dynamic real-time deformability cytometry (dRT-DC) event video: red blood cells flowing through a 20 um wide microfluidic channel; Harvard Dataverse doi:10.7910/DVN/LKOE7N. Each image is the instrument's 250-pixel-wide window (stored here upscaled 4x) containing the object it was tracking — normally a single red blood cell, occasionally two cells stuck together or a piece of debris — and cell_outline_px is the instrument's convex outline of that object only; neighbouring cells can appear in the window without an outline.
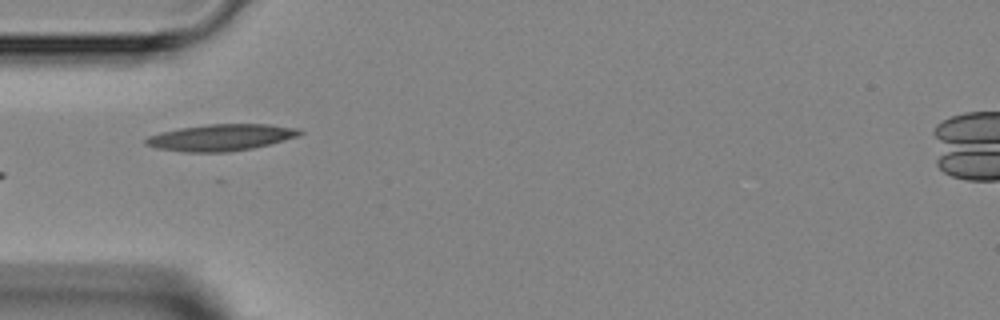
{"species": "Egyptian fruit bat (a non-hibernating species)", "species_latin": "Rousettus aegyptiacus", "temperature_condition": "room temperature", "stored_images_in_passage": 5, "camera_frame_rate_fps": 3000, "um_per_image_px": 0.085, "animal": {"sex": "female"}, "frame": {"image": 1, "passage_image": 4, "time_ms": 4.333, "image_size_px": [1000, 320], "cell_outline_px": [[304, 132], [300, 136], [252, 148], [228, 152], [184, 152], [156, 148], [144, 144], [144, 140], [148, 136], [160, 132], [180, 128], [208, 124], [268, 124], [300, 128]], "centroid_in_image_um": [18.79, 11.68], "position_along_channel_um": 66.2, "area_um2": 23.93}}
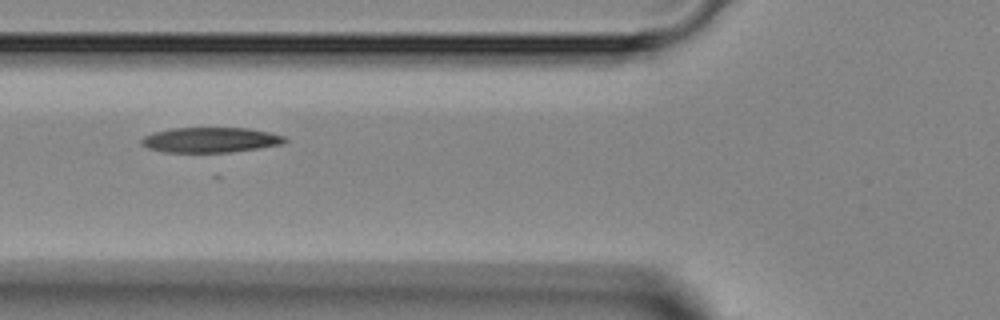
{"frame": {"image": 2, "passage_image": 5, "time_ms": 5.333, "image_size_px": [1000, 320], "cell_outline_px": [[288, 140], [284, 144], [260, 148], [228, 152], [164, 152], [148, 148], [140, 144], [140, 140], [144, 136], [152, 132], [172, 128], [248, 128], [268, 132], [284, 136]], "centroid_in_image_um": [17.87, 11.89], "position_along_channel_um": 107.9, "area_um2": 21.1}}